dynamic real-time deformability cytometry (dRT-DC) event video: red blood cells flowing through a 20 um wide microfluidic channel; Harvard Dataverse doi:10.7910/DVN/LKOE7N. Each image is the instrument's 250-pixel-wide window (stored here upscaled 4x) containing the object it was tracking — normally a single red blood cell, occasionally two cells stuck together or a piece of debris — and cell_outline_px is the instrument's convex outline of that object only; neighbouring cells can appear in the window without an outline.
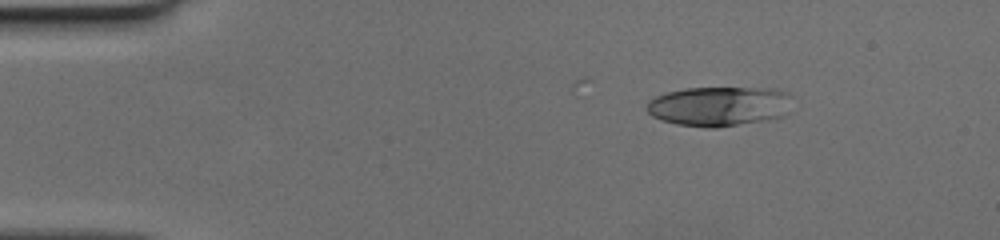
{"species": "human", "species_latin": "Homo sapiens", "temperature_condition": "cold", "stored_images_in_passage": 43, "camera_frame_rate_fps": 3000, "um_per_image_px": 0.085, "donor": {"sex": "female"}, "frame": {"image": 1, "passage_image": 1, "time_ms": 0.0, "image_size_px": [1000, 240], "cell_outline_px": [[788, 96], [780, 116], [760, 120], [716, 128], [704, 128], [676, 124], [660, 120], [652, 116], [648, 112], [648, 100], [656, 96], [668, 92], [688, 88], [748, 88], [788, 92]], "centroid_in_image_um": [60.94, 9.04], "position_along_channel_um": 24.1, "area_um2": 32.43}}
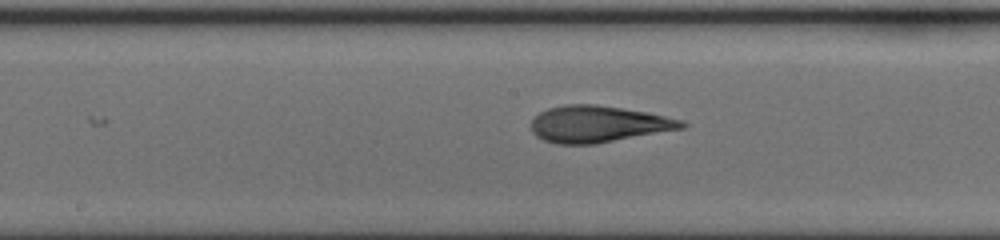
{"frame": {"image": 2, "passage_image": 20, "time_ms": 6.333, "image_size_px": [1000, 240], "cell_outline_px": [[688, 124], [684, 128], [596, 144], [556, 144], [544, 140], [536, 136], [532, 132], [532, 120], [540, 112], [548, 108], [564, 104], [596, 104], [644, 112], [684, 120]], "centroid_in_image_um": [50.84, 10.55], "position_along_channel_um": 197.4, "area_um2": 32.02}}
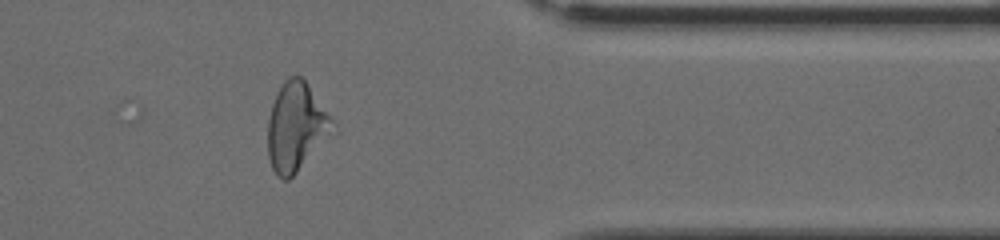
{"frame": {"image": 3, "passage_image": 35, "time_ms": 11.333, "image_size_px": [1000, 240], "cell_outline_px": [[332, 120], [296, 172], [288, 180], [284, 180], [276, 176], [272, 168], [268, 156], [268, 120], [272, 104], [284, 80], [288, 76], [300, 76], [304, 80]], "centroid_in_image_um": [25.0, 10.74], "position_along_channel_um": 386.4, "area_um2": 30.75}}